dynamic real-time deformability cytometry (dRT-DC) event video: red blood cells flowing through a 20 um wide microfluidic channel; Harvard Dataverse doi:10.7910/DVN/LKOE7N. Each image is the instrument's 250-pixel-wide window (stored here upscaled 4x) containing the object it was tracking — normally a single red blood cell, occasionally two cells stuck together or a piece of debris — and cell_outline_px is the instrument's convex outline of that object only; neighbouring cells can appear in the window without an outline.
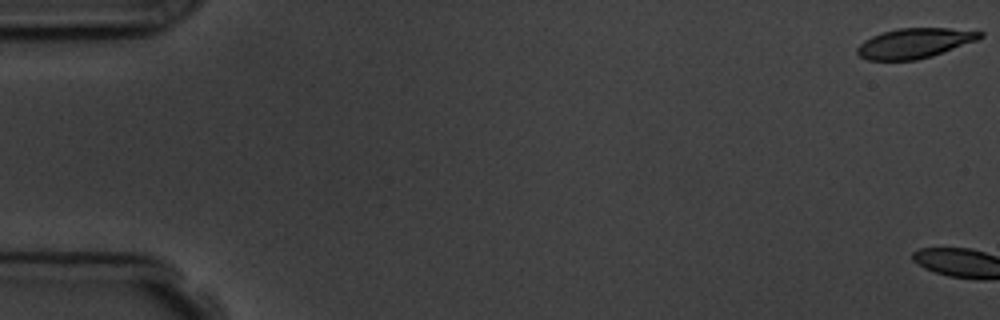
{"species": "common noctule bat (a hibernating species)", "species_latin": "Nyctalus noctula", "temperature_condition": "room temperature", "stored_images_in_passage": 7, "camera_frame_rate_fps": 3000, "um_per_image_px": 0.085, "animal": {"sex": "male", "body_mass_g": 19.5, "forearm_length_mm": 54.6}, "frame": {"image": 1, "passage_image": 1, "time_ms": 0.0, "image_size_px": [1000, 320], "cell_outline_px": [[984, 36], [976, 40], [932, 56], [916, 60], [868, 60], [860, 56], [856, 52], [856, 48], [864, 40], [872, 36], [896, 28], [948, 28], [984, 32]], "centroid_in_image_um": [77.71, 3.67], "position_along_channel_um": 7.3, "area_um2": 21.27}}